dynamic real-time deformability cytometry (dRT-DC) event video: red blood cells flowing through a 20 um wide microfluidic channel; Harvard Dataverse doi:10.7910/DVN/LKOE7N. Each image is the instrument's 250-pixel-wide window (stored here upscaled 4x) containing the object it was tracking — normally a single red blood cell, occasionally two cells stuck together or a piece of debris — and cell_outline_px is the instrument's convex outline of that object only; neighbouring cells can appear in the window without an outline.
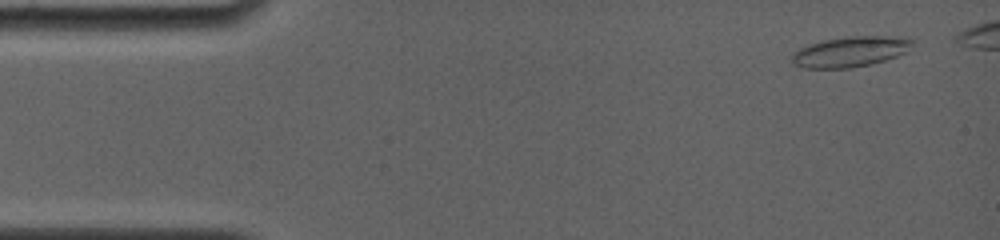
{"species": "common noctule bat (a hibernating species)", "species_latin": "Nyctalus noctula", "temperature_condition": "room temperature", "stored_images_in_passage": 36, "camera_frame_rate_fps": 4000, "um_per_image_px": 0.085, "animal": {"sex": "female", "body_mass_g": 19.0, "forearm_length_mm": 56.7}, "frame": {"image": 1, "passage_image": 1, "time_ms": 0.0, "image_size_px": [1000, 240], "cell_outline_px": [[916, 40], [904, 52], [896, 56], [872, 64], [852, 68], [804, 68], [792, 64], [788, 56], [792, 52], [808, 44], [824, 40], [848, 36], [916, 36]], "centroid_in_image_um": [72.27, 4.38], "position_along_channel_um": 12.7, "area_um2": 21.85}}
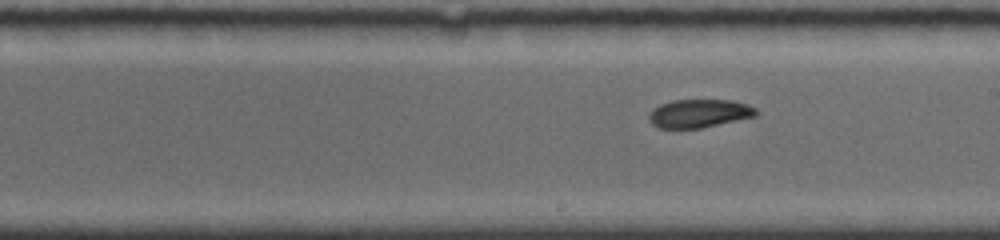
{"frame": {"image": 2, "passage_image": 20, "time_ms": 8.25, "image_size_px": [1000, 240], "cell_outline_px": [[760, 112], [756, 116], [700, 128], [656, 128], [648, 120], [648, 116], [652, 108], [660, 104], [672, 100], [732, 100], [748, 104], [756, 108]], "centroid_in_image_um": [59.41, 9.63], "position_along_channel_um": 229.6, "area_um2": 17.86}}
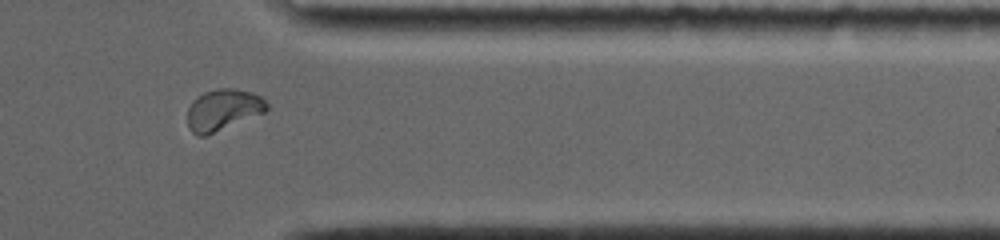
{"frame": {"image": 3, "passage_image": 35, "time_ms": 12.5, "image_size_px": [1000, 240], "cell_outline_px": [[268, 108], [264, 112], [204, 136], [196, 136], [188, 128], [188, 108], [192, 100], [204, 92], [220, 88], [232, 88], [252, 92], [260, 96], [268, 104]], "centroid_in_image_um": [18.93, 9.32], "position_along_channel_um": 392.5, "area_um2": 18.84}}